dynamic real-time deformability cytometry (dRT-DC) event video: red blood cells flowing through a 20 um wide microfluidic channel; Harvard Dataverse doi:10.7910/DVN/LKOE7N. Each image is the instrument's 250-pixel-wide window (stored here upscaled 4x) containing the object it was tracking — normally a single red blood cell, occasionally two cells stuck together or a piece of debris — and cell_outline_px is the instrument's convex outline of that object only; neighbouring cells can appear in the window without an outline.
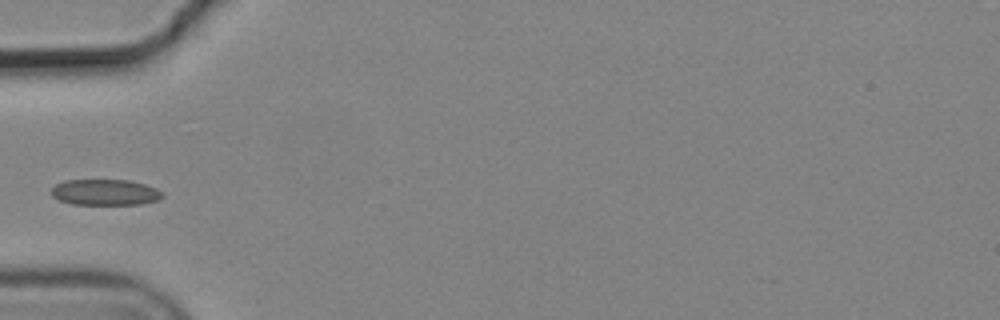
{"species": "common noctule bat (a hibernating species)", "species_latin": "Nyctalus noctula", "temperature_condition": "cold", "stored_images_in_passage": 5, "camera_frame_rate_fps": 3000, "um_per_image_px": 0.085, "animal": {"sex": "male", "body_mass_g": 19.2, "forearm_length_mm": 51.8}, "frame": {"image": 1, "passage_image": 4, "time_ms": 1.0, "image_size_px": [1000, 320], "cell_outline_px": [[164, 196], [156, 200], [140, 204], [72, 204], [60, 200], [52, 196], [48, 192], [56, 184], [64, 180], [128, 180], [144, 184], [156, 188], [164, 192]], "centroid_in_image_um": [8.91, 16.34], "position_along_channel_um": 76.1, "area_um2": 16.82}}
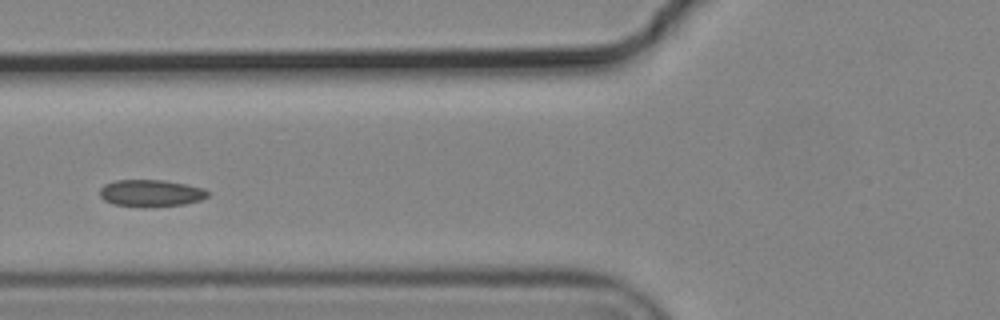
{"frame": {"image": 2, "passage_image": 5, "time_ms": 1.333, "image_size_px": [1000, 320], "cell_outline_px": [[212, 192], [208, 196], [200, 200], [184, 204], [152, 208], [144, 208], [112, 204], [104, 200], [100, 196], [100, 188], [104, 184], [116, 180], [164, 180], [204, 188]], "centroid_in_image_um": [12.83, 16.43], "position_along_channel_um": 113.0, "area_um2": 17.34}}